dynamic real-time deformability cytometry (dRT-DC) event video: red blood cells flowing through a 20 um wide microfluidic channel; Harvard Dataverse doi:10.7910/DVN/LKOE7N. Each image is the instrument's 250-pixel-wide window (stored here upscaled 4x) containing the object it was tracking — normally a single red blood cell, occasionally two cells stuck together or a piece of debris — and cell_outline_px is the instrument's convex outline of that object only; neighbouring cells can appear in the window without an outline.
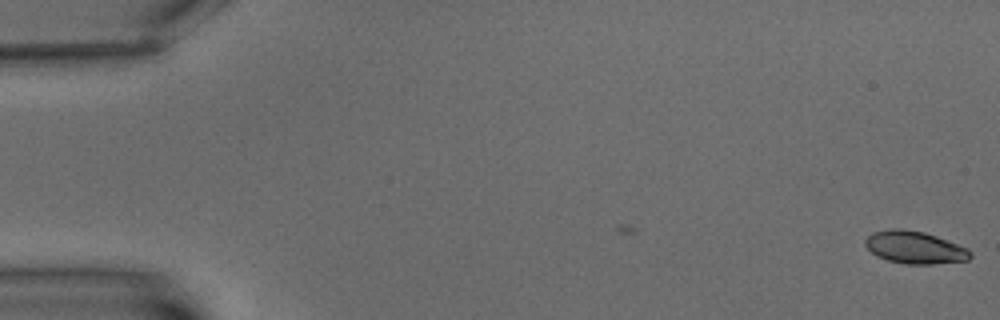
{"species": "common noctule bat (a hibernating species)", "species_latin": "Nyctalus noctula", "temperature_condition": "warm", "stored_images_in_passage": 3, "camera_frame_rate_fps": 3000, "um_per_image_px": 0.085, "animal": {"sex": "male", "body_mass_g": 15.6}, "frame": {"image": 1, "passage_image": 3, "time_ms": 2.333, "image_size_px": [1000, 320], "cell_outline_px": [[972, 256], [968, 260], [932, 264], [904, 264], [888, 260], [876, 256], [864, 244], [864, 240], [872, 232], [892, 228], [900, 228], [924, 232], [936, 236], [968, 248], [972, 252]], "centroid_in_image_um": [77.75, 21.03], "position_along_channel_um": 7.3, "area_um2": 19.94}}